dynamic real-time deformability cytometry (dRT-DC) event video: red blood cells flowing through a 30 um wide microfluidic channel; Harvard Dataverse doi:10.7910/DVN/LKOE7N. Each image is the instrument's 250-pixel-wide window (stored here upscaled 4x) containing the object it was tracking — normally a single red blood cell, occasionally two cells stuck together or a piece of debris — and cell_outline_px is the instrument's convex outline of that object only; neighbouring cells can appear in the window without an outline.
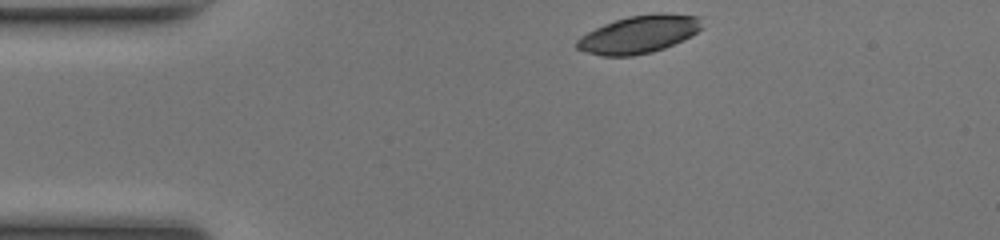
{"species": "common noctule bat (a hibernating species)", "species_latin": "Nyctalus noctula", "temperature_condition": "room temperature", "stored_images_in_passage": 41, "camera_frame_rate_fps": 3000, "um_per_image_px": 0.085, "animal": {"sex": "female", "body_mass_g": 17.0, "forearm_length_mm": 48.0}, "frame": {"image": 1, "passage_image": 1, "time_ms": 0.0, "image_size_px": [1000, 240], "cell_outline_px": [[704, 28], [684, 40], [664, 48], [652, 52], [632, 56], [600, 56], [576, 48], [576, 40], [580, 36], [604, 24], [628, 16], [664, 12], [700, 16]], "centroid_in_image_um": [54.36, 2.91], "position_along_channel_um": 30.6, "area_um2": 27.69}}
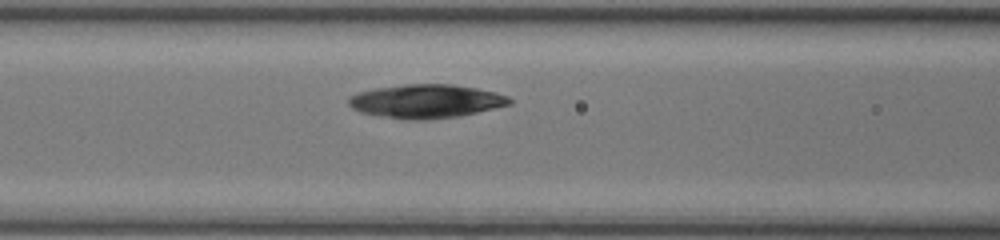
{"frame": {"image": 2, "passage_image": 12, "time_ms": 3.667, "image_size_px": [1000, 240], "cell_outline_px": [[512, 104], [460, 116], [428, 120], [404, 120], [380, 116], [360, 112], [352, 108], [348, 104], [348, 100], [352, 96], [360, 92], [376, 88], [404, 84], [452, 84], [476, 88], [496, 92], [508, 96], [512, 100]], "centroid_in_image_um": [36.24, 8.61], "position_along_channel_um": 130.4, "area_um2": 31.67}}
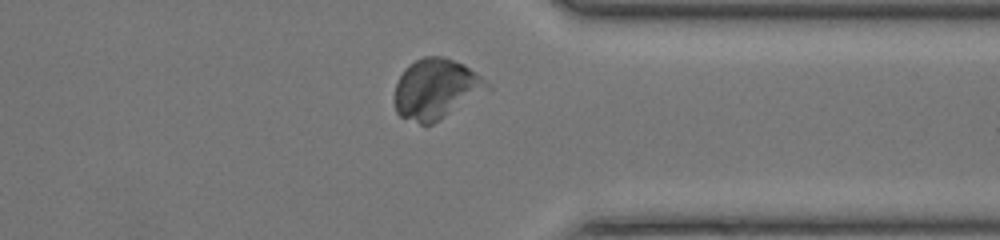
{"frame": {"image": 3, "passage_image": 30, "time_ms": 9.667, "image_size_px": [1000, 240], "cell_outline_px": [[492, 88], [432, 124], [420, 124], [400, 116], [396, 112], [396, 84], [404, 68], [408, 64], [424, 56], [444, 56], [464, 64], [476, 72]], "centroid_in_image_um": [37.06, 7.54], "position_along_channel_um": 374.3, "area_um2": 32.19}}